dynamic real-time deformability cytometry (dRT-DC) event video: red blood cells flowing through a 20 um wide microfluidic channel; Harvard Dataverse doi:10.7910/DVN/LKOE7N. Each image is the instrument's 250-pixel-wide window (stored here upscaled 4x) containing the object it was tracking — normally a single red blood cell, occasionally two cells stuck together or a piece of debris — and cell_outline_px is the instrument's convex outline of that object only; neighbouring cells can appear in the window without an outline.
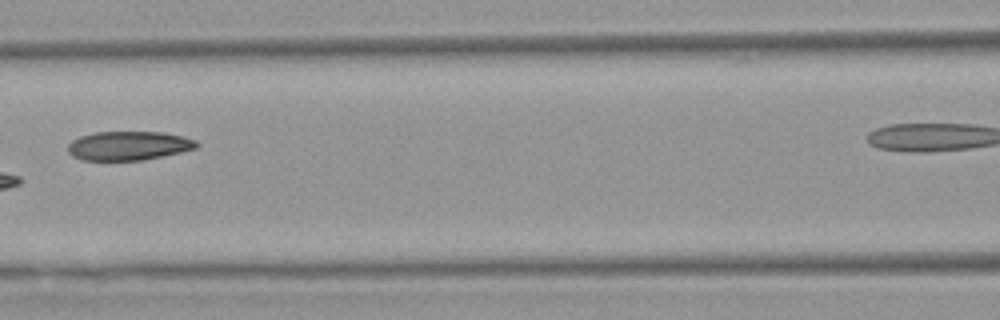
{"species": "Egyptian fruit bat (a non-hibernating species)", "species_latin": "Rousettus aegyptiacus", "temperature_condition": "warm", "stored_images_in_passage": 8, "segment_of_instrument_passage": [1, 2], "camera_frame_rate_fps": 3000, "um_per_image_px": 0.085, "animal": {"sex": "female"}, "frame": {"image": 1, "passage_image": 7, "time_ms": 7.0, "image_size_px": [1000, 320], "cell_outline_px": [[200, 144], [196, 148], [164, 156], [144, 160], [80, 160], [72, 156], [68, 152], [68, 144], [72, 140], [80, 136], [96, 132], [164, 132], [184, 136], [196, 140]], "centroid_in_image_um": [10.94, 12.38], "position_along_channel_um": 155.7, "area_um2": 21.91}}